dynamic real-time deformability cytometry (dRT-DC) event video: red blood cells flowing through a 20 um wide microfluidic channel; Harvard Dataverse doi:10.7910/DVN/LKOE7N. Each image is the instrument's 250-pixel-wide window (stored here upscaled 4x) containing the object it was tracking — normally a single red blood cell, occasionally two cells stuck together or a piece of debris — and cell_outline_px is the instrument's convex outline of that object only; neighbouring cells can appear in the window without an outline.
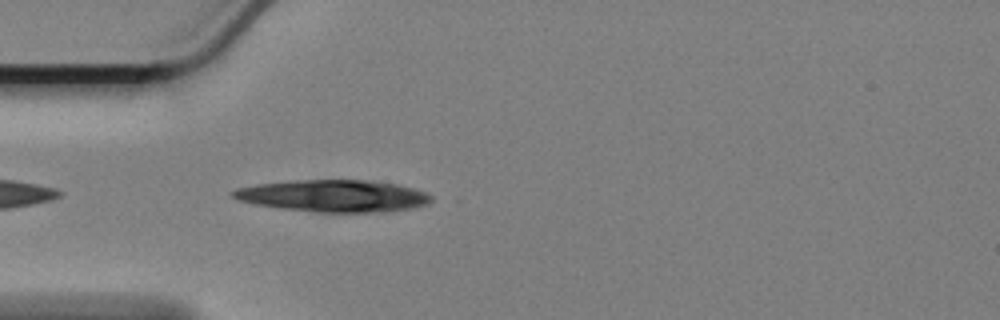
{"species": "Egyptian fruit bat (a non-hibernating species)", "species_latin": "Rousettus aegyptiacus", "temperature_condition": "cold", "stored_images_in_passage": 18, "camera_frame_rate_fps": 3000, "um_per_image_px": 0.085, "animal": {"sex": "female"}, "frame": {"image": 1, "passage_image": 2, "time_ms": 0.333, "image_size_px": [1000, 320], "cell_outline_px": [[432, 200], [424, 204], [408, 208], [372, 212], [316, 212], [280, 208], [256, 204], [236, 200], [228, 192], [236, 188], [256, 184], [296, 180], [368, 180], [400, 184], [424, 192], [432, 196]], "centroid_in_image_um": [28.26, 16.64], "position_along_channel_um": 56.7, "area_um2": 36.76}}
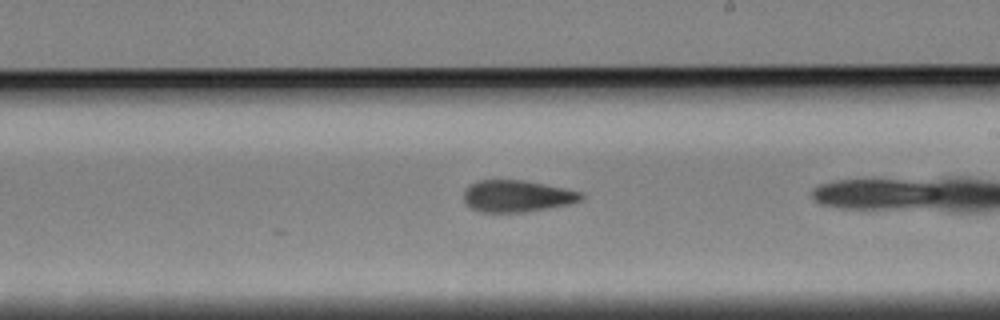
{"frame": {"image": 2, "passage_image": 16, "time_ms": 5.0, "image_size_px": [1000, 320], "cell_outline_px": [[584, 196], [580, 200], [568, 204], [524, 212], [480, 212], [464, 204], [464, 192], [472, 184], [480, 180], [520, 180], [580, 192]], "centroid_in_image_um": [43.88, 16.68], "position_along_channel_um": 245.1, "area_um2": 21.15}}